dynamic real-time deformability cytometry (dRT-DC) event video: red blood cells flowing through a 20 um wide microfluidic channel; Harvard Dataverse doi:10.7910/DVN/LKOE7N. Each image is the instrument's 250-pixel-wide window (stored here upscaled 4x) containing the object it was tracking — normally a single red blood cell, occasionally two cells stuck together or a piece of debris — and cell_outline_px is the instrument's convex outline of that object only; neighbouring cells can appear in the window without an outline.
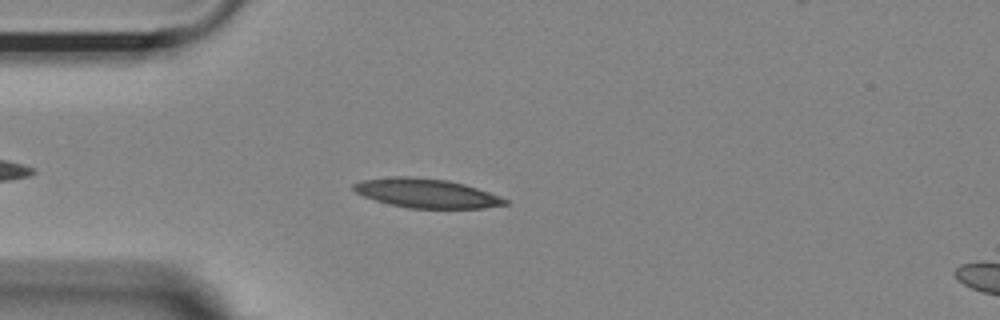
{"species": "Egyptian fruit bat (a non-hibernating species)", "species_latin": "Rousettus aegyptiacus", "temperature_condition": "room temperature", "stored_images_in_passage": 24, "camera_frame_rate_fps": 3000, "um_per_image_px": 0.085, "animal": {"sex": "female"}, "frame": {"image": 1, "passage_image": 1, "time_ms": 0.0, "image_size_px": [1000, 320], "cell_outline_px": [[508, 204], [484, 208], [408, 208], [388, 204], [364, 196], [356, 192], [352, 188], [352, 184], [360, 180], [392, 176], [408, 176], [448, 180], [464, 184], [488, 192], [508, 200]], "centroid_in_image_um": [36.2, 16.42], "position_along_channel_um": 48.8, "area_um2": 25.66}}
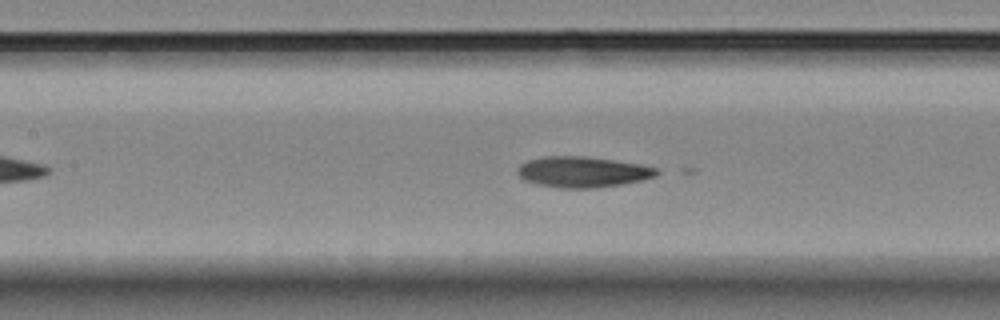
{"frame": {"image": 2, "passage_image": 11, "time_ms": 3.333, "image_size_px": [1000, 320], "cell_outline_px": [[660, 172], [656, 176], [640, 180], [620, 184], [596, 188], [560, 188], [536, 184], [524, 180], [516, 172], [516, 168], [520, 164], [528, 160], [544, 156], [584, 156], [640, 164], [656, 168]], "centroid_in_image_um": [49.48, 14.61], "position_along_channel_um": 157.9, "area_um2": 24.91}}
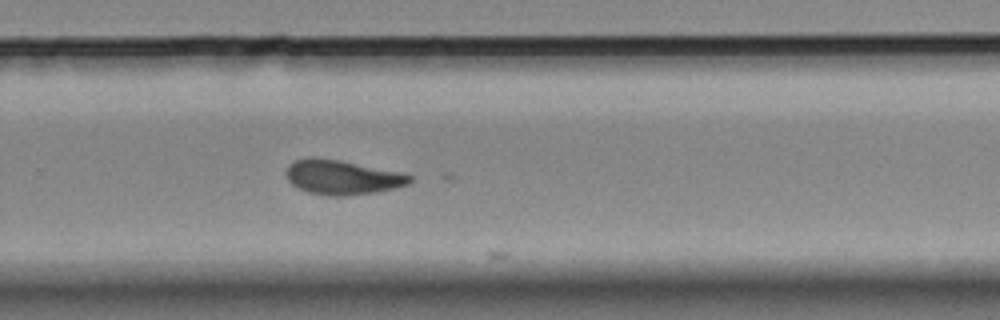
{"frame": {"image": 3, "passage_image": 23, "time_ms": 7.333, "image_size_px": [1000, 320], "cell_outline_px": [[412, 180], [408, 184], [376, 192], [332, 196], [328, 196], [308, 192], [292, 184], [288, 180], [288, 164], [296, 160], [312, 156], [336, 160], [400, 172], [412, 176]], "centroid_in_image_um": [29.07, 15.06], "position_along_channel_um": 300.7, "area_um2": 24.22}}